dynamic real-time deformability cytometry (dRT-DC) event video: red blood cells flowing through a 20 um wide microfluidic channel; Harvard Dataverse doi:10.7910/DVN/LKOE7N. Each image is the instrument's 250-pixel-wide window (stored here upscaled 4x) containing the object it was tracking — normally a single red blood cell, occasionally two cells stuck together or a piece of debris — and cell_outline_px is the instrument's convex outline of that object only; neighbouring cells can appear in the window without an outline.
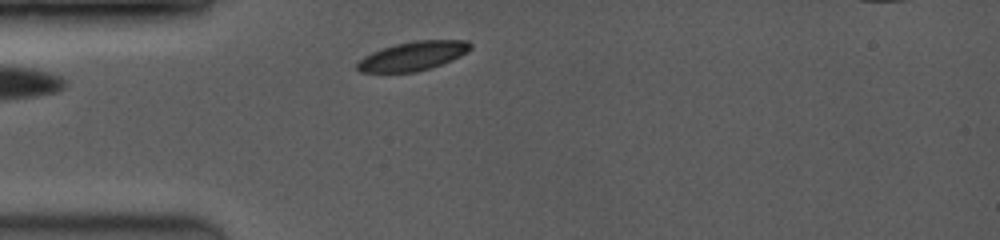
{"species": "common noctule bat (a hibernating species)", "species_latin": "Nyctalus noctula", "temperature_condition": "room temperature", "stored_images_in_passage": 6, "camera_frame_rate_fps": 3500, "um_per_image_px": 0.085, "animal": {"sex": "female", "body_mass_g": 19.0, "forearm_length_mm": 53.3}, "frame": {"image": 1, "passage_image": 2, "time_ms": 0.857, "image_size_px": [1000, 240], "cell_outline_px": [[472, 48], [460, 56], [452, 60], [416, 72], [360, 72], [356, 68], [356, 64], [364, 56], [380, 48], [396, 44], [416, 40], [468, 40], [472, 44]], "centroid_in_image_um": [35.09, 4.75], "position_along_channel_um": 49.9, "area_um2": 19.07}}
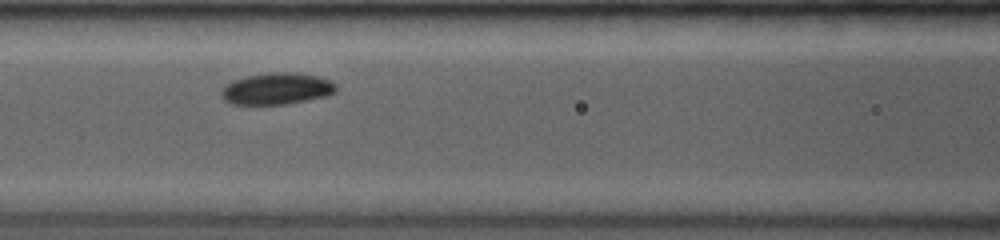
{"frame": {"image": 2, "passage_image": 5, "time_ms": 3.429, "image_size_px": [1000, 240], "cell_outline_px": [[336, 92], [328, 96], [284, 104], [232, 104], [224, 100], [220, 92], [232, 80], [248, 76], [272, 72], [300, 72], [316, 76], [328, 80], [336, 84]], "centroid_in_image_um": [23.55, 7.53], "position_along_channel_um": 143.1, "area_um2": 21.04}}
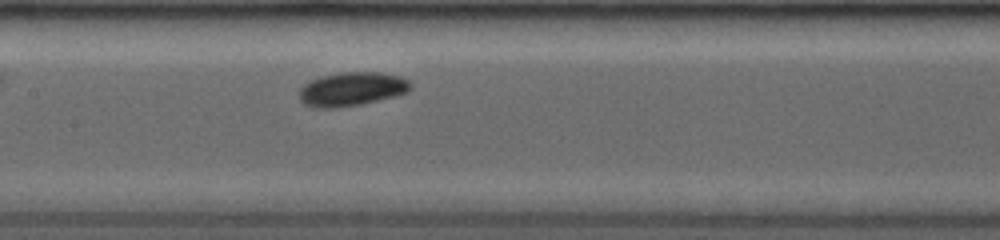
{"frame": {"image": 3, "passage_image": 6, "time_ms": 4.286, "image_size_px": [1000, 240], "cell_outline_px": [[412, 88], [408, 92], [360, 104], [336, 108], [312, 108], [304, 104], [300, 100], [300, 88], [308, 80], [340, 72], [380, 72], [400, 76], [408, 80], [412, 84]], "centroid_in_image_um": [29.88, 7.57], "position_along_channel_um": 177.5, "area_um2": 21.96}}